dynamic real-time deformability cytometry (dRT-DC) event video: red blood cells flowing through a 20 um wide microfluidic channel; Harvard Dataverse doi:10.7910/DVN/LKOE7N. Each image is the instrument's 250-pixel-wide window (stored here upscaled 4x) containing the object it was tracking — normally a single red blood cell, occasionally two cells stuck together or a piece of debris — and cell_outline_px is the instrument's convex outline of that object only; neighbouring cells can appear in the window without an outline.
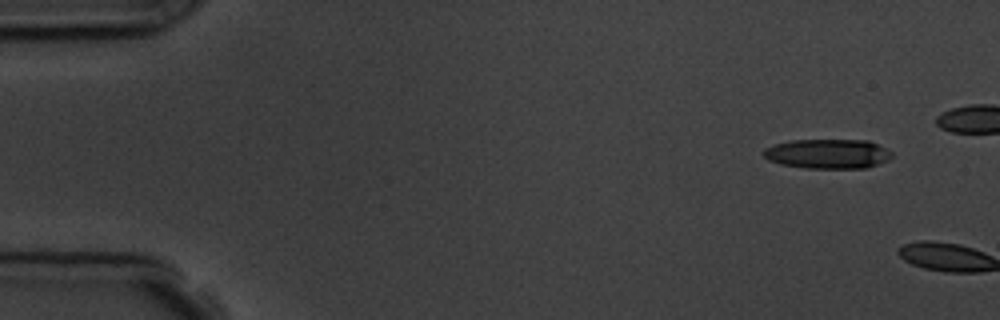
{"species": "common noctule bat (a hibernating species)", "species_latin": "Nyctalus noctula", "temperature_condition": "room temperature", "stored_images_in_passage": 2, "camera_frame_rate_fps": 3000, "um_per_image_px": 0.085, "animal": {"sex": "male", "body_mass_g": 19.5, "forearm_length_mm": 54.6}, "frame": {"image": 1, "passage_image": 1, "time_ms": 0.0, "image_size_px": [1000, 320], "cell_outline_px": [[892, 156], [888, 160], [868, 168], [804, 168], [780, 164], [768, 160], [764, 156], [764, 148], [788, 140], [868, 140], [892, 152]], "centroid_in_image_um": [70.35, 13.08], "position_along_channel_um": 14.7, "area_um2": 22.14}}